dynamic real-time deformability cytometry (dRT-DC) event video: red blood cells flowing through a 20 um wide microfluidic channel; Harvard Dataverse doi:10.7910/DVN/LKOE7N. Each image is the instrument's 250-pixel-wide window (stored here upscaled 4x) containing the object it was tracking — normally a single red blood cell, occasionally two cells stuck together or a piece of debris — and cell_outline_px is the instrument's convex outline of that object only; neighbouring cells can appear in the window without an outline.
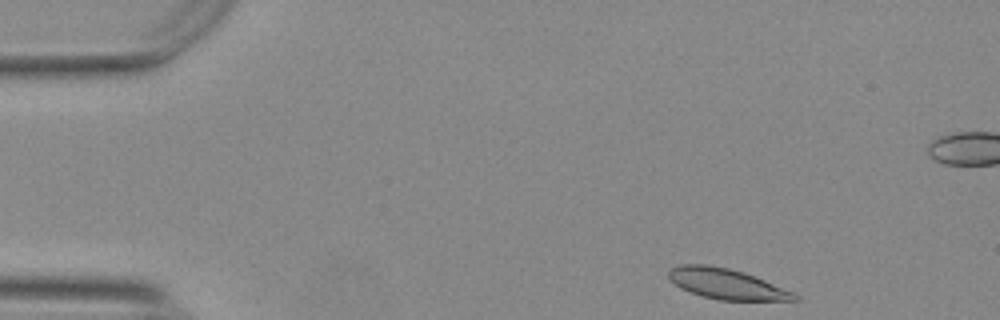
{"species": "Egyptian fruit bat (a non-hibernating species)", "species_latin": "Rousettus aegyptiacus", "temperature_condition": "warm", "stored_images_in_passage": 49, "segment_of_instrument_passage": [1, 2], "camera_frame_rate_fps": 3000, "um_per_image_px": 0.085, "animal": {"sex": "female"}, "frame": {"image": 1, "passage_image": 1, "time_ms": 0.0, "image_size_px": [1000, 320], "cell_outline_px": [[800, 300], [720, 300], [700, 296], [680, 288], [668, 276], [668, 268], [680, 264], [708, 264], [728, 268], [744, 272], [764, 280], [792, 292], [800, 296]], "centroid_in_image_um": [61.71, 24.12], "position_along_channel_um": 23.3, "area_um2": 22.25}}
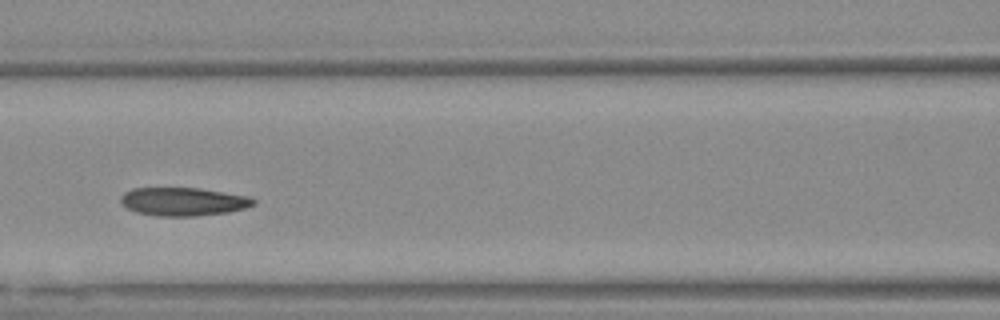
{"frame": {"image": 2, "passage_image": 18, "time_ms": 5.667, "image_size_px": [1000, 320], "cell_outline_px": [[256, 204], [244, 208], [228, 212], [196, 216], [156, 216], [136, 212], [128, 208], [120, 200], [120, 196], [124, 192], [132, 188], [200, 188], [248, 196], [256, 200]], "centroid_in_image_um": [15.58, 17.13], "position_along_channel_um": 151.0, "area_um2": 21.91}}
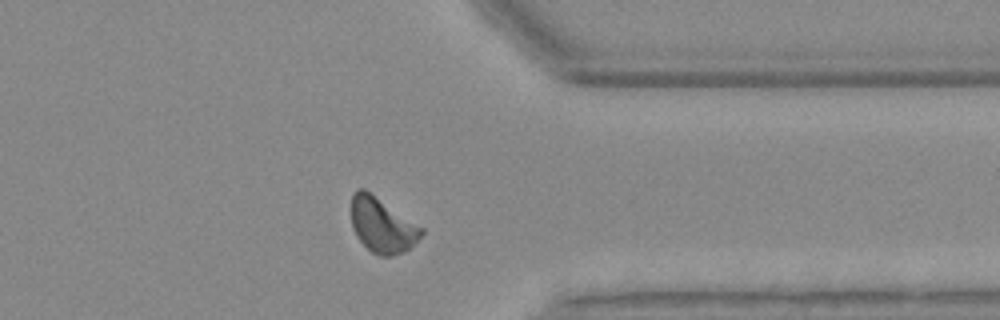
{"frame": {"image": 3, "passage_image": 37, "time_ms": 12.0, "image_size_px": [1000, 320], "cell_outline_px": [[424, 232], [404, 252], [392, 256], [380, 256], [372, 252], [356, 236], [352, 228], [352, 196], [360, 188], [364, 188], [424, 228]], "centroid_in_image_um": [32.48, 19.15], "position_along_channel_um": 378.9, "area_um2": 22.08}}